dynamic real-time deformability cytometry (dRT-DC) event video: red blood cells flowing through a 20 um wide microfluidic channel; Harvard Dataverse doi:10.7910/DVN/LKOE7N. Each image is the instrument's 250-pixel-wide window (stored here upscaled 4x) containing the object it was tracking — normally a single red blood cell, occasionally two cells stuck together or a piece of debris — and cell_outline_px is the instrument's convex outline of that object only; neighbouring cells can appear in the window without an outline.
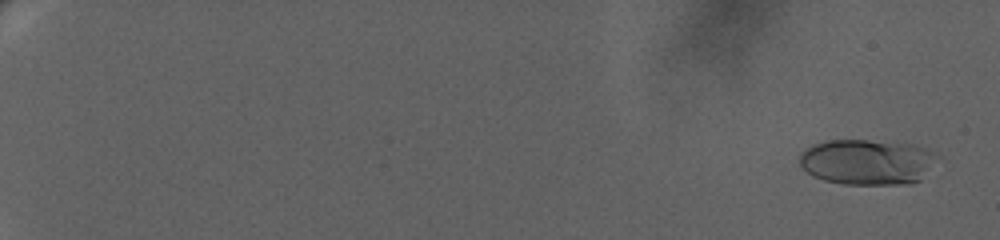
{"species": "human", "species_latin": "Homo sapiens", "temperature_condition": "warm", "stored_images_in_passage": 68, "camera_frame_rate_fps": 3000, "um_per_image_px": 0.085, "donor": {"sex": "female"}, "frame": {"image": 1, "passage_image": 3, "time_ms": 0.667, "image_size_px": [1000, 240], "cell_outline_px": [[940, 156], [920, 180], [912, 184], [840, 184], [824, 180], [812, 176], [800, 164], [800, 152], [812, 144], [828, 140], [868, 140], [916, 144], [936, 152]], "centroid_in_image_um": [73.74, 13.76], "position_along_channel_um": 11.3, "area_um2": 36.93}}
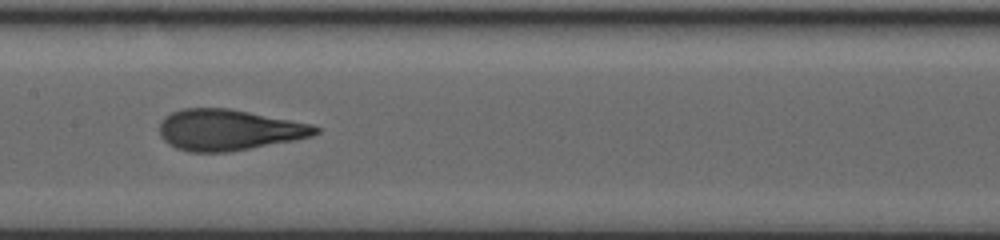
{"frame": {"image": 2, "passage_image": 40, "time_ms": 13.0, "image_size_px": [1000, 240], "cell_outline_px": [[320, 132], [312, 136], [296, 140], [228, 152], [188, 152], [176, 148], [168, 144], [160, 136], [160, 120], [164, 116], [172, 112], [184, 108], [228, 108], [312, 124], [320, 128]], "centroid_in_image_um": [19.42, 11.04], "position_along_channel_um": 188.0, "area_um2": 37.34}}
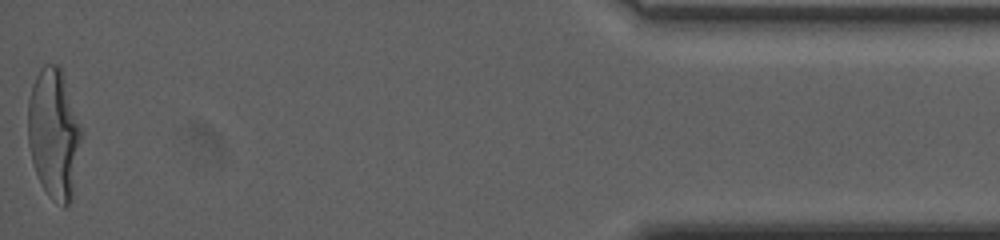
{"frame": {"image": 3, "passage_image": 68, "time_ms": 22.333, "image_size_px": [1000, 240], "cell_outline_px": [[84, 132], [72, 200], [64, 208], [52, 200], [48, 196], [36, 172], [32, 160], [28, 144], [28, 100], [32, 84], [40, 68], [44, 64], [60, 64]], "centroid_in_image_um": [4.62, 11.36], "position_along_channel_um": 430.6, "area_um2": 41.38}, "authors_computed_cell_mechanics": {"area_um2": 36.2117, "velocity_mm_per_s": 3.3062, "shape_relaxation_time_tau1_ms": 6.0171, "shape_relaxation_time_tau2_ms": 0.8942, "deformation_change_tau1": 0.261, "deformation_change_tau2": 0.0896}}